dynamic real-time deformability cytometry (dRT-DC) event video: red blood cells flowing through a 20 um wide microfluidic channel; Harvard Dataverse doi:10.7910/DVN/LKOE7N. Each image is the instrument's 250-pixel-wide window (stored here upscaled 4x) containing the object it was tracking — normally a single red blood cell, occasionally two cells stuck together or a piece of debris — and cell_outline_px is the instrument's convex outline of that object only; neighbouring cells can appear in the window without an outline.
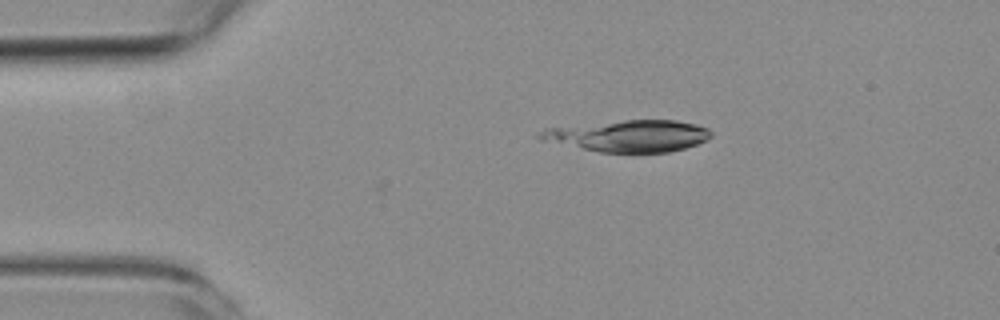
{"species": "common noctule bat (a hibernating species)", "species_latin": "Nyctalus noctula", "temperature_condition": "room temperature", "stored_images_in_passage": 3, "camera_frame_rate_fps": 3000, "um_per_image_px": 0.085, "animal": {"sex": "female", "body_mass_g": 19.3, "forearm_length_mm": 54.1}, "frame": {"image": 1, "passage_image": 1, "time_ms": 0.0, "image_size_px": [1000, 320], "cell_outline_px": [[712, 136], [696, 144], [684, 148], [668, 152], [600, 152], [540, 140], [536, 136], [544, 128], [624, 120], [676, 120], [696, 124], [708, 128], [712, 132]], "centroid_in_image_um": [53.42, 11.54], "position_along_channel_um": 31.6, "area_um2": 31.44}}
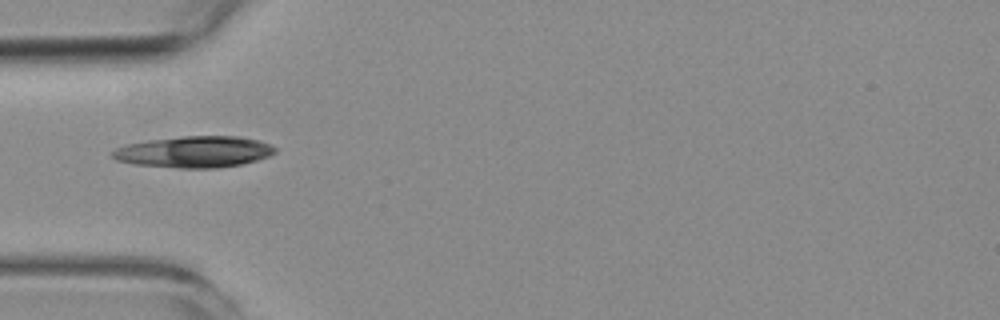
{"frame": {"image": 2, "passage_image": 3, "time_ms": 2.333, "image_size_px": [1000, 320], "cell_outline_px": [[276, 152], [268, 156], [256, 160], [240, 164], [216, 168], [180, 168], [132, 164], [116, 160], [112, 156], [112, 152], [116, 148], [128, 144], [148, 140], [184, 136], [240, 136], [272, 144], [276, 148]], "centroid_in_image_um": [16.51, 12.9], "position_along_channel_um": 68.5, "area_um2": 29.65}}